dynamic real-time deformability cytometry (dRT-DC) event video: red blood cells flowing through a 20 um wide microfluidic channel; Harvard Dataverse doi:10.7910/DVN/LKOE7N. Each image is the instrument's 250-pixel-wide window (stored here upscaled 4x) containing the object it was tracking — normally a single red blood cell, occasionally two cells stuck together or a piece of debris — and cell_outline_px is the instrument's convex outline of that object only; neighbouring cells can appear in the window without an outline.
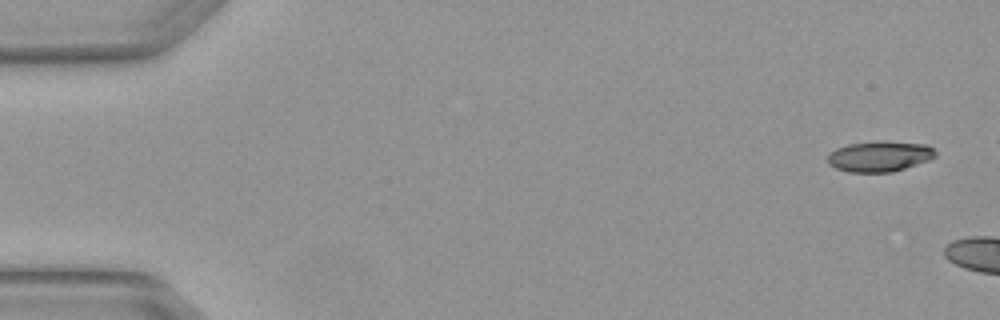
{"species": "Egyptian fruit bat (a non-hibernating species)", "species_latin": "Rousettus aegyptiacus", "temperature_condition": "warm", "stored_images_in_passage": 4, "camera_frame_rate_fps": 3000, "um_per_image_px": 0.085, "animal": {"sex": "female"}, "frame": {"image": 1, "passage_image": 1, "time_ms": 0.0, "image_size_px": [1000, 320], "cell_outline_px": [[936, 156], [928, 160], [892, 172], [848, 172], [836, 168], [828, 164], [828, 152], [836, 148], [848, 144], [880, 140], [884, 140], [928, 144], [936, 152]], "centroid_in_image_um": [74.75, 13.27], "position_along_channel_um": 10.3, "area_um2": 19.42}}